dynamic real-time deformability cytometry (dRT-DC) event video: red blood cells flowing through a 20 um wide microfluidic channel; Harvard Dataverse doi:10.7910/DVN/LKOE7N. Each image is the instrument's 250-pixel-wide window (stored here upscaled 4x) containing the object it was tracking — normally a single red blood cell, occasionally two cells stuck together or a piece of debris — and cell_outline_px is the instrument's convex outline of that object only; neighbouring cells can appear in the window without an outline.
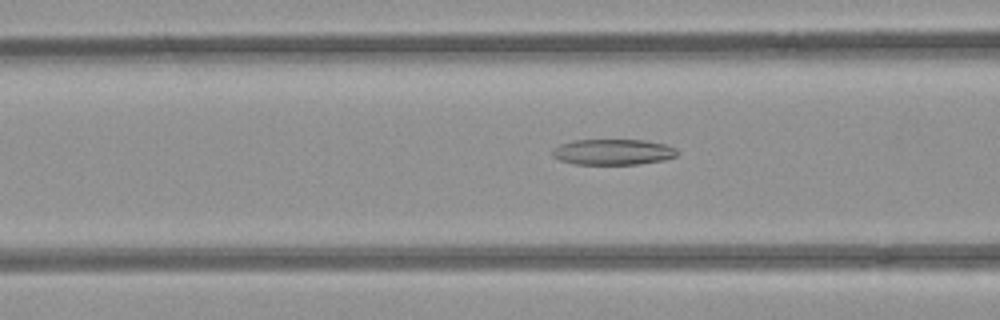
{"species": "common noctule bat (a hibernating species)", "species_latin": "Nyctalus noctula", "temperature_condition": "room temperature", "stored_images_in_passage": 45, "camera_frame_rate_fps": 3000, "um_per_image_px": 0.085, "animal": {"sex": "female", "body_mass_g": 21.9}, "frame": {"image": 1, "passage_image": 13, "time_ms": 4.0, "image_size_px": [1000, 320], "cell_outline_px": [[680, 152], [676, 156], [664, 160], [636, 164], [576, 164], [560, 160], [552, 156], [552, 152], [560, 144], [572, 140], [644, 140], [664, 144], [676, 148]], "centroid_in_image_um": [52.13, 12.91], "position_along_channel_um": 114.5, "area_um2": 18.67}}
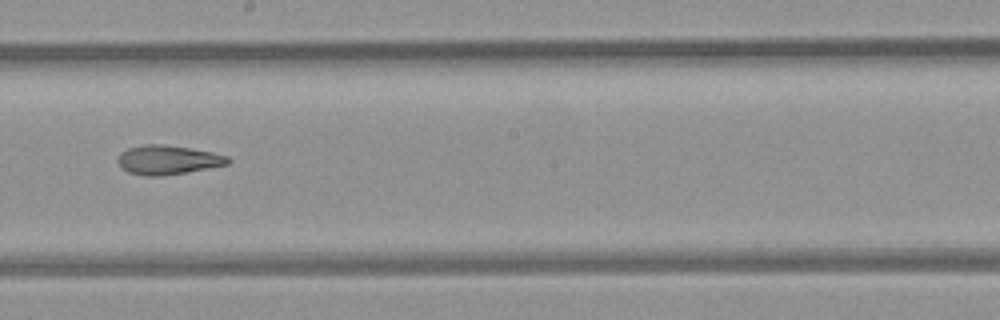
{"frame": {"image": 2, "passage_image": 22, "time_ms": 7.0, "image_size_px": [1000, 320], "cell_outline_px": [[232, 160], [228, 164], [184, 172], [160, 176], [144, 176], [128, 172], [120, 168], [116, 160], [120, 152], [128, 148], [148, 144], [160, 144], [188, 148], [212, 152], [228, 156]], "centroid_in_image_um": [14.21, 13.59], "position_along_channel_um": 234.0, "area_um2": 18.61}}
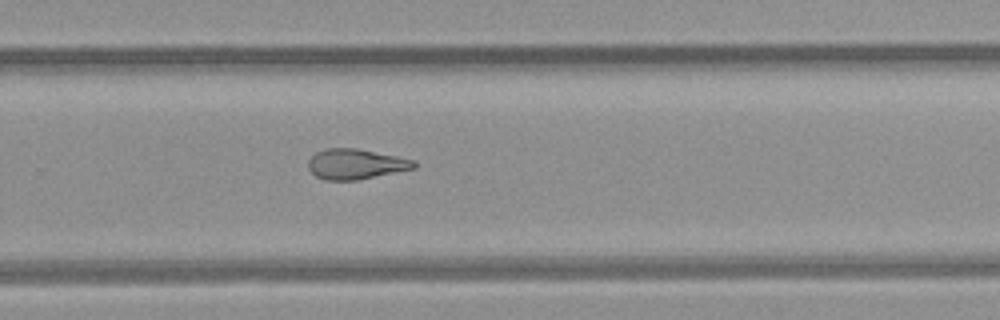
{"frame": {"image": 3, "passage_image": 27, "time_ms": 8.667, "image_size_px": [1000, 320], "cell_outline_px": [[416, 168], [356, 180], [324, 180], [316, 176], [308, 168], [308, 160], [316, 152], [324, 148], [356, 148], [416, 160]], "centroid_in_image_um": [30.22, 13.94], "position_along_channel_um": 299.6, "area_um2": 18.61}}